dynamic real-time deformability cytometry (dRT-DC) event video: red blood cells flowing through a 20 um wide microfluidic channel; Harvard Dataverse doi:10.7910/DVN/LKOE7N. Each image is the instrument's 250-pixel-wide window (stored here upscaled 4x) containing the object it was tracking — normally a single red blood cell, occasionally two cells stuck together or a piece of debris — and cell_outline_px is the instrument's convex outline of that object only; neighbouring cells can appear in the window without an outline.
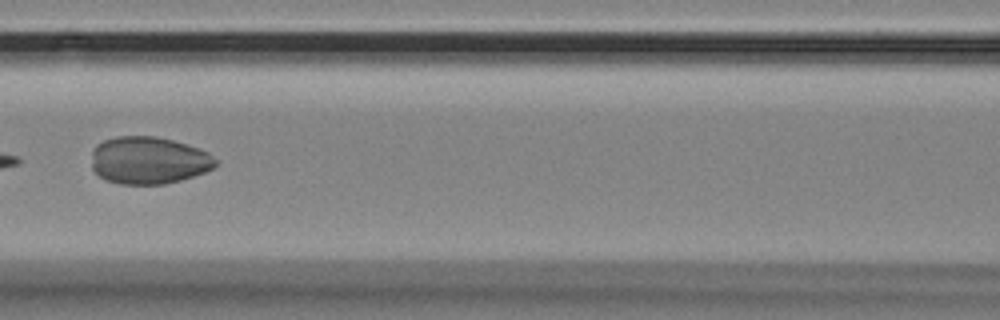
{"species": "Egyptian fruit bat (a non-hibernating species)", "species_latin": "Rousettus aegyptiacus", "temperature_condition": "room temperature", "stored_images_in_passage": 8, "camera_frame_rate_fps": 3000, "um_per_image_px": 0.085, "animal": {"sex": "female"}, "frame": {"image": 1, "passage_image": 5, "time_ms": 1.333, "image_size_px": [1000, 320], "cell_outline_px": [[216, 164], [212, 168], [204, 172], [180, 180], [164, 184], [120, 184], [104, 180], [92, 168], [92, 152], [96, 144], [104, 140], [116, 136], [156, 136], [172, 140], [208, 152], [216, 160]], "centroid_in_image_um": [12.59, 13.63], "position_along_channel_um": 154.0, "area_um2": 34.1}}
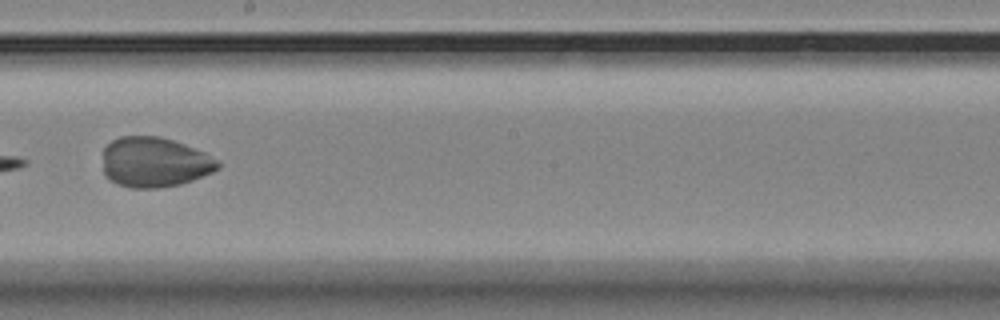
{"frame": {"image": 2, "passage_image": 7, "time_ms": 2.0, "image_size_px": [1000, 320], "cell_outline_px": [[220, 168], [212, 172], [192, 180], [180, 184], [160, 188], [128, 188], [116, 184], [104, 172], [104, 148], [112, 140], [120, 136], [160, 136], [184, 144], [204, 152], [220, 160]], "centroid_in_image_um": [13.15, 13.79], "position_along_channel_um": 235.0, "area_um2": 33.64}}
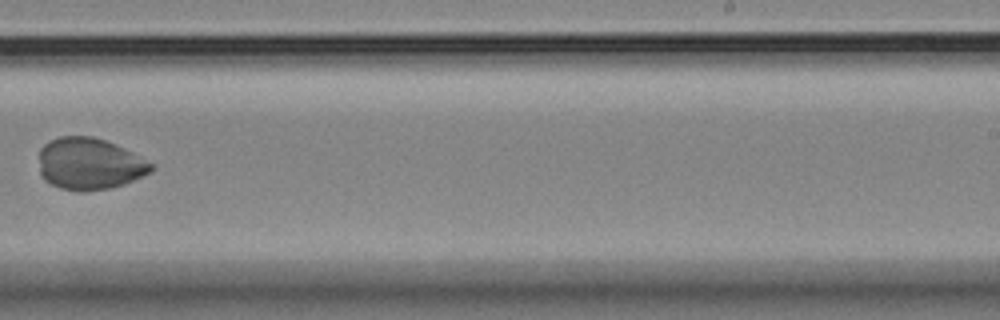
{"frame": {"image": 3, "passage_image": 8, "time_ms": 2.333, "image_size_px": [1000, 320], "cell_outline_px": [[152, 172], [124, 184], [108, 188], [84, 192], [76, 192], [60, 188], [44, 180], [40, 172], [40, 148], [44, 144], [60, 136], [92, 136], [116, 144], [132, 152], [152, 164]], "centroid_in_image_um": [7.59, 13.93], "position_along_channel_um": 281.4, "area_um2": 33.81}}